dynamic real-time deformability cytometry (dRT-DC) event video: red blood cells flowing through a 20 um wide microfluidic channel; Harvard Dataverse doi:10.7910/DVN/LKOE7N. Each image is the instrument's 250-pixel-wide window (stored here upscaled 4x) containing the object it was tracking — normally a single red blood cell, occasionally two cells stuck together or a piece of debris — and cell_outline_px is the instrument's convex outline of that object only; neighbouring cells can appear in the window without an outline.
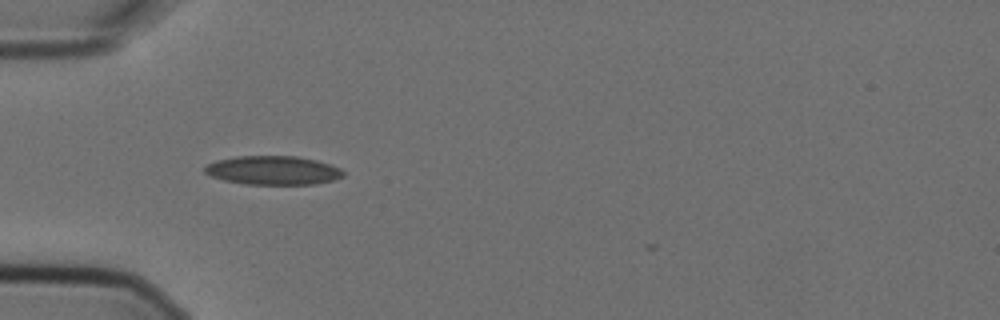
{"species": "Egyptian fruit bat (a non-hibernating species)", "species_latin": "Rousettus aegyptiacus", "temperature_condition": "cold", "stored_images_in_passage": 12, "camera_frame_rate_fps": 3000, "um_per_image_px": 0.085, "animal": {"sex": "female"}, "frame": {"image": 1, "passage_image": 2, "time_ms": 0.333, "image_size_px": [1000, 320], "cell_outline_px": [[344, 176], [332, 180], [316, 184], [244, 184], [224, 180], [212, 176], [204, 172], [204, 168], [208, 164], [216, 160], [236, 156], [296, 156], [316, 160], [340, 168], [344, 172]], "centroid_in_image_um": [23.2, 14.48], "position_along_channel_um": 61.8, "area_um2": 23.18}}
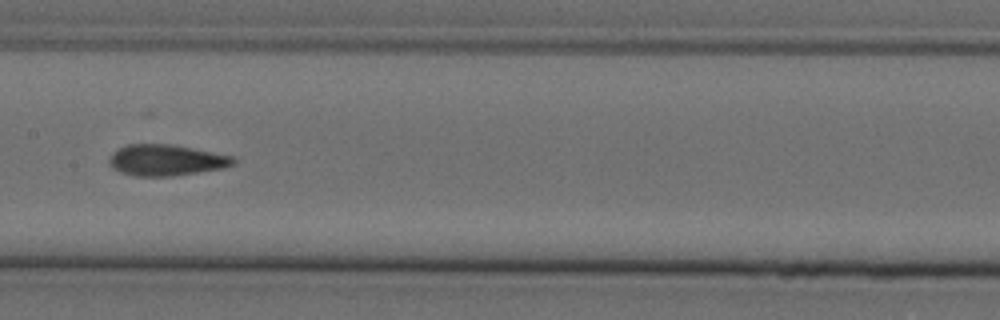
{"frame": {"image": 2, "passage_image": 5, "time_ms": 1.333, "image_size_px": [1000, 320], "cell_outline_px": [[236, 160], [232, 164], [224, 168], [172, 176], [132, 176], [120, 172], [112, 168], [108, 164], [108, 160], [112, 152], [116, 148], [128, 144], [172, 144], [232, 156]], "centroid_in_image_um": [14.05, 13.61], "position_along_channel_um": 193.4, "area_um2": 22.6}}
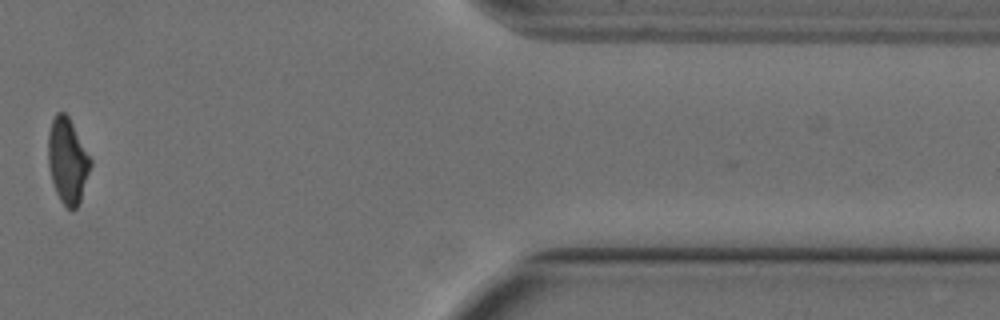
{"frame": {"image": 3, "passage_image": 10, "time_ms": 3.0, "image_size_px": [1000, 320], "cell_outline_px": [[92, 164], [80, 200], [76, 208], [72, 212], [60, 200], [56, 192], [52, 180], [48, 164], [48, 132], [52, 120], [56, 112], [64, 112], [68, 116], [92, 160]], "centroid_in_image_um": [5.74, 13.66], "position_along_channel_um": 405.7, "area_um2": 20.92}}